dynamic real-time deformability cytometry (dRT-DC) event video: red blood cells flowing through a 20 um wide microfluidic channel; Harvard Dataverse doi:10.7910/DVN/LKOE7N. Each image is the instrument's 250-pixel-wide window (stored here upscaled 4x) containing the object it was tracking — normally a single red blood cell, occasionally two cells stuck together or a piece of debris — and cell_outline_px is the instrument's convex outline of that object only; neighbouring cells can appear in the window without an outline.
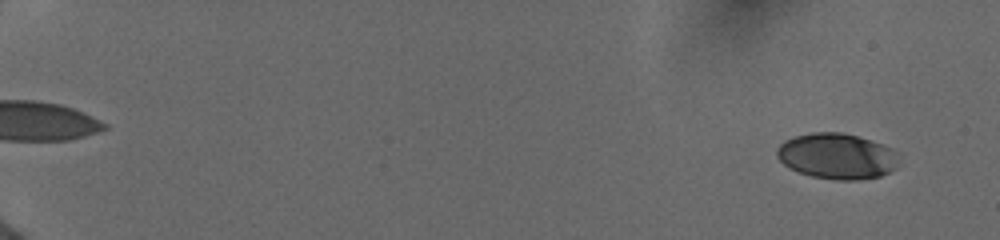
{"species": "human", "species_latin": "Homo sapiens", "temperature_condition": "cold", "stored_images_in_passage": 82, "camera_frame_rate_fps": 3000, "um_per_image_px": 0.085, "donor": {"sex": "female"}, "frame": {"image": 1, "passage_image": 5, "time_ms": 1.0, "image_size_px": [1000, 240], "cell_outline_px": [[900, 160], [896, 168], [880, 176], [860, 180], [836, 180], [812, 176], [788, 168], [776, 156], [776, 148], [784, 140], [796, 136], [812, 132], [840, 132], [856, 136], [892, 148], [900, 152]], "centroid_in_image_um": [71.16, 13.28], "position_along_channel_um": 13.8, "area_um2": 32.71}}
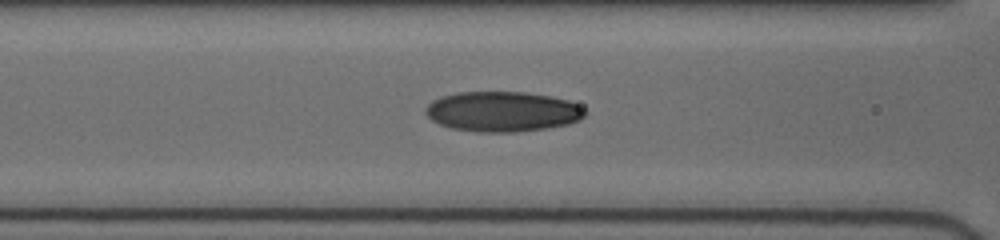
{"frame": {"image": 2, "passage_image": 50, "time_ms": 8.667, "image_size_px": [1000, 240], "cell_outline_px": [[588, 112], [580, 120], [568, 124], [544, 128], [516, 132], [480, 132], [452, 128], [440, 124], [432, 120], [424, 112], [424, 108], [432, 100], [440, 96], [460, 92], [524, 92], [552, 96], [568, 100], [584, 108]], "centroid_in_image_um": [42.71, 9.47], "position_along_channel_um": 123.9, "area_um2": 37.4}}
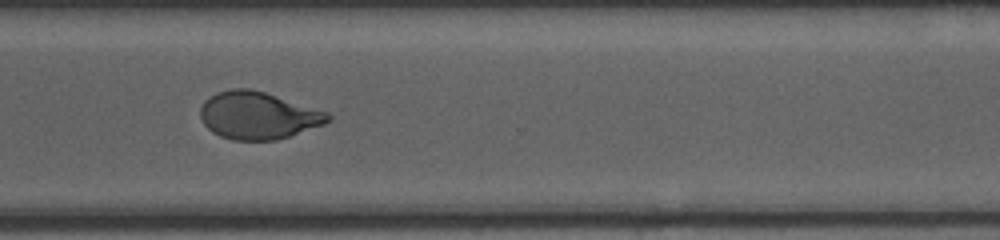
{"frame": {"image": 3, "passage_image": 81, "time_ms": 14.333, "image_size_px": [1000, 240], "cell_outline_px": [[332, 120], [324, 124], [276, 140], [232, 140], [220, 136], [212, 132], [204, 124], [200, 116], [200, 108], [204, 100], [208, 96], [216, 92], [232, 88], [248, 88], [264, 92], [328, 112], [332, 116]], "centroid_in_image_um": [21.9, 9.81], "position_along_channel_um": 348.7, "area_um2": 35.2}}